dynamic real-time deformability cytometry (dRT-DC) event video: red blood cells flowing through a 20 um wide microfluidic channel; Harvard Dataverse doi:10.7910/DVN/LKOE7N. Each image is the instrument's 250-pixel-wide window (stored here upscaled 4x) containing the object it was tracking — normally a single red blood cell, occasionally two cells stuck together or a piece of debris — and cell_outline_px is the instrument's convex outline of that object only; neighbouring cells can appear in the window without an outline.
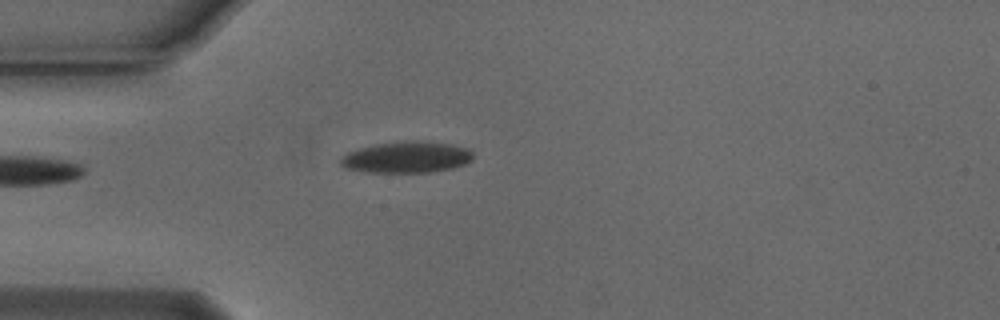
{"species": "Egyptian fruit bat (a non-hibernating species)", "species_latin": "Rousettus aegyptiacus", "temperature_condition": "cold", "stored_images_in_passage": 22, "camera_frame_rate_fps": 3000, "um_per_image_px": 0.085, "animal": {"sex": "male"}, "frame": {"image": 1, "passage_image": 1, "time_ms": 0.0, "image_size_px": [1000, 320], "cell_outline_px": [[472, 160], [464, 164], [452, 168], [428, 172], [368, 172], [344, 168], [340, 164], [340, 160], [348, 152], [360, 148], [376, 144], [400, 140], [416, 140], [452, 144], [468, 148], [472, 152]], "centroid_in_image_um": [34.57, 13.35], "position_along_channel_um": 50.4, "area_um2": 24.22}}
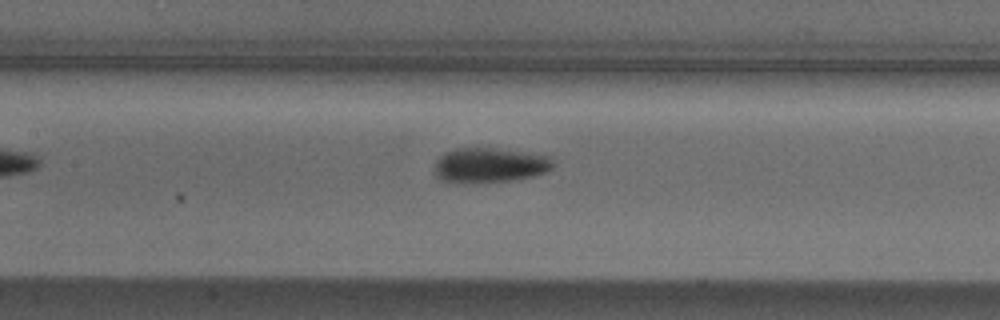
{"frame": {"image": 2, "passage_image": 11, "time_ms": 3.333, "image_size_px": [1000, 320], "cell_outline_px": [[556, 164], [548, 172], [532, 176], [508, 180], [440, 180], [432, 172], [432, 168], [436, 160], [444, 152], [456, 148], [492, 148], [548, 156]], "centroid_in_image_um": [41.6, 14.0], "position_along_channel_um": 165.8, "area_um2": 23.29}}
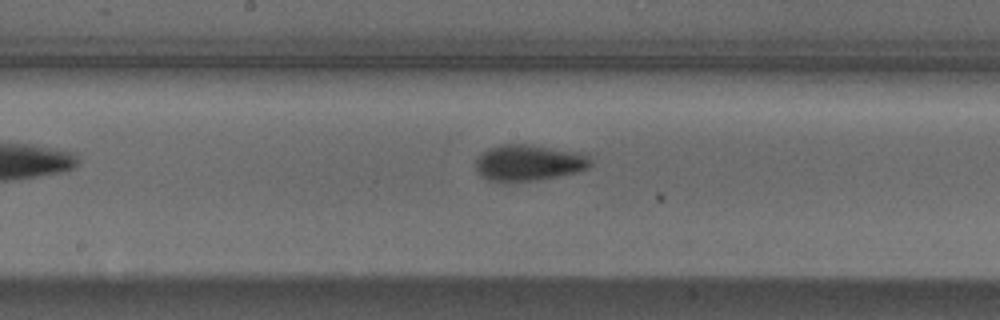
{"frame": {"image": 3, "passage_image": 14, "time_ms": 4.333, "image_size_px": [1000, 320], "cell_outline_px": [[592, 164], [588, 168], [576, 172], [560, 176], [536, 180], [504, 184], [488, 180], [480, 176], [476, 172], [476, 160], [488, 148], [500, 144], [524, 144], [580, 152], [588, 156], [592, 160]], "centroid_in_image_um": [44.91, 13.86], "position_along_channel_um": 203.3, "area_um2": 24.62}}